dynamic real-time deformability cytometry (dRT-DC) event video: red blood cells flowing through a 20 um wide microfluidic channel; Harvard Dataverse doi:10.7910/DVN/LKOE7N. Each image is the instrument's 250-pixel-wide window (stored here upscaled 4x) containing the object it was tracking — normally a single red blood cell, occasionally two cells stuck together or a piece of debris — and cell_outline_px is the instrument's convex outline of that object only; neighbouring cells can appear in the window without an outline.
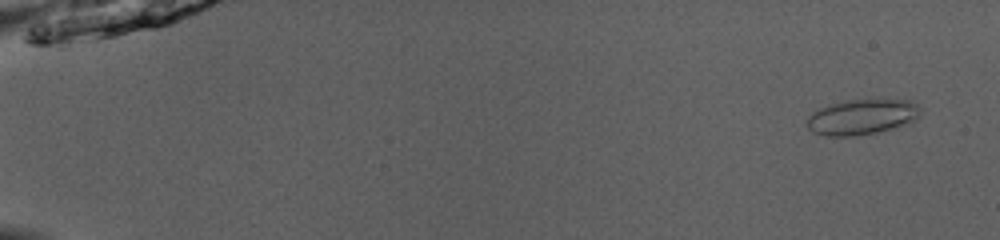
{"species": "common noctule bat (a hibernating species)", "species_latin": "Nyctalus noctula", "temperature_condition": "room temperature", "stored_images_in_passage": 51, "camera_frame_rate_fps": 3000, "um_per_image_px": 0.085, "animal": {"sex": "male", "body_mass_g": 13.0, "forearm_length_mm": 53.1}, "frame": {"image": 1, "passage_image": 3, "time_ms": 0.667, "image_size_px": [1000, 240], "cell_outline_px": [[920, 116], [916, 120], [908, 124], [876, 132], [856, 136], [828, 136], [812, 132], [804, 124], [808, 116], [816, 108], [828, 104], [848, 100], [876, 96], [912, 100], [920, 108]], "centroid_in_image_um": [73.28, 9.88], "position_along_channel_um": 11.7, "area_um2": 24.62}}
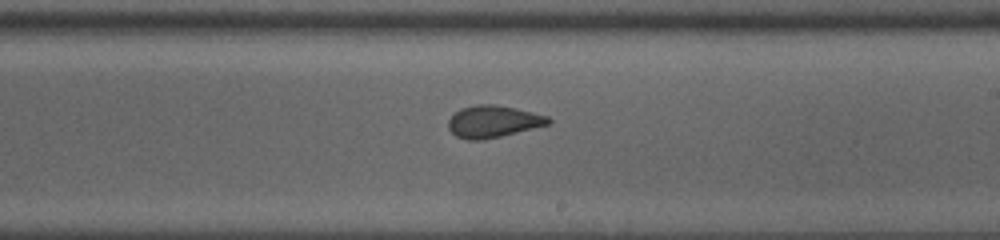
{"frame": {"image": 2, "passage_image": 32, "time_ms": 10.333, "image_size_px": [1000, 240], "cell_outline_px": [[552, 124], [484, 140], [468, 140], [456, 136], [448, 128], [448, 120], [460, 108], [476, 104], [496, 104], [516, 108], [548, 116], [552, 120]], "centroid_in_image_um": [41.94, 10.33], "position_along_channel_um": 247.1, "area_um2": 18.84}}
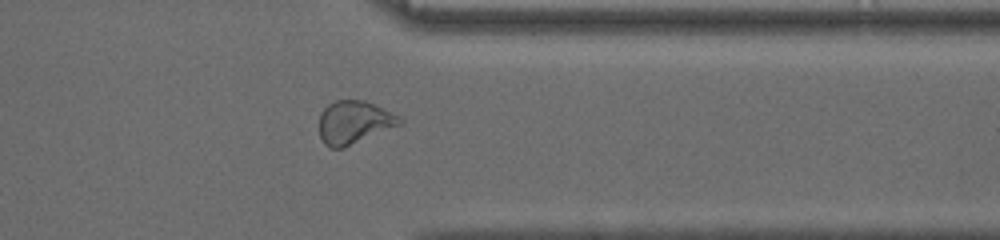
{"frame": {"image": 3, "passage_image": 42, "time_ms": 13.667, "image_size_px": [1000, 240], "cell_outline_px": [[404, 120], [400, 124], [344, 148], [328, 148], [324, 144], [320, 136], [320, 112], [328, 104], [336, 100], [364, 100]], "centroid_in_image_um": [30.02, 10.41], "position_along_channel_um": 381.4, "area_um2": 19.77}, "authors_computed_cell_mechanics": {"area_um2": 20.6924, "velocity_mm_per_s": 4.0657, "shape_relaxation_time_tau1_ms": 10.2733, "shape_relaxation_time_tau2_ms": 1.5223, "deformation_change_tau1": 0.2109, "deformation_change_tau2": 0.0539}}